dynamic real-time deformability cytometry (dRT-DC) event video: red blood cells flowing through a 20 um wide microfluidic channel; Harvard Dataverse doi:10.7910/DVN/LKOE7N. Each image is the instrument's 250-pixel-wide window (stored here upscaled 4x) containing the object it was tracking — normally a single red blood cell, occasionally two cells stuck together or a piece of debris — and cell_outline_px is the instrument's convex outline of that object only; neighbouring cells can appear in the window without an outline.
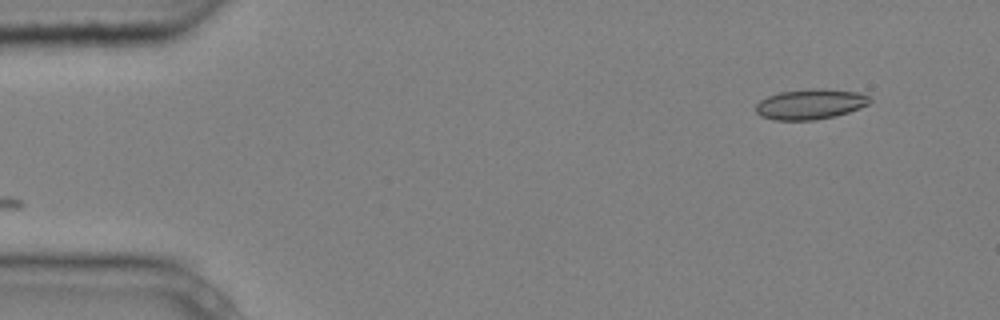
{"species": "common noctule bat (a hibernating species)", "species_latin": "Nyctalus noctula", "temperature_condition": "cold", "stored_images_in_passage": 2, "camera_frame_rate_fps": 3000, "um_per_image_px": 0.085, "animal": {"sex": "male", "body_mass_g": 20.4}, "frame": {"image": 1, "passage_image": 2, "time_ms": 0.333, "image_size_px": [1000, 320], "cell_outline_px": [[872, 100], [868, 104], [860, 108], [836, 116], [812, 120], [772, 120], [760, 116], [756, 112], [756, 104], [760, 100], [768, 96], [780, 92], [812, 88], [824, 88], [856, 92], [868, 96]], "centroid_in_image_um": [68.86, 8.85], "position_along_channel_um": 16.1, "area_um2": 20.17}}